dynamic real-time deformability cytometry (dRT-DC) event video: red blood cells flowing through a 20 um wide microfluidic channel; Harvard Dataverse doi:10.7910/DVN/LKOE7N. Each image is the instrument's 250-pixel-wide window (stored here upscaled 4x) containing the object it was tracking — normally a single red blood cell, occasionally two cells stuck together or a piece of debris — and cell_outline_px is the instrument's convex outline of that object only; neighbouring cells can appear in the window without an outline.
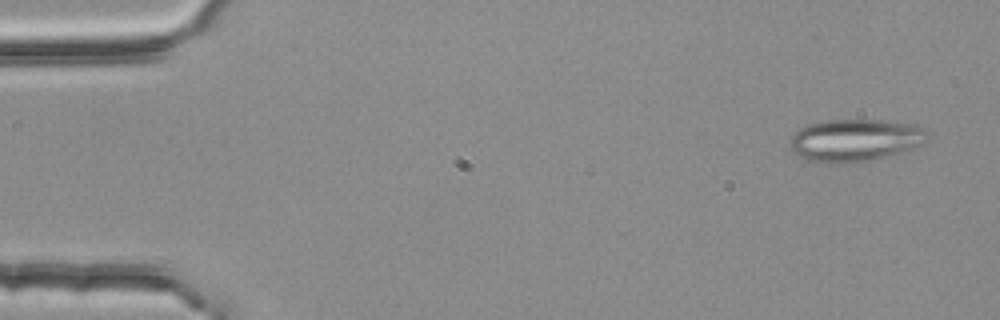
{"species": "common noctule bat (a hibernating species)", "species_latin": "Nyctalus noctula", "temperature_condition": "room temperature", "stored_images_in_passage": 4, "segment_of_instrument_passage": [2, 2], "camera_frame_rate_fps": 3000, "um_per_image_px": 0.085, "animal": {"sex": "female", "body_mass_g": 25.1}, "frame": {"image": 1, "passage_image": 4, "time_ms": 1.0, "image_size_px": [1000, 320], "cell_outline_px": [[928, 136], [924, 144], [876, 160], [840, 164], [836, 164], [808, 160], [800, 156], [792, 148], [788, 140], [792, 132], [808, 124], [824, 120], [884, 120], [916, 124], [928, 128]], "centroid_in_image_um": [72.71, 11.91], "position_along_channel_um": 12.3, "area_um2": 34.51}}